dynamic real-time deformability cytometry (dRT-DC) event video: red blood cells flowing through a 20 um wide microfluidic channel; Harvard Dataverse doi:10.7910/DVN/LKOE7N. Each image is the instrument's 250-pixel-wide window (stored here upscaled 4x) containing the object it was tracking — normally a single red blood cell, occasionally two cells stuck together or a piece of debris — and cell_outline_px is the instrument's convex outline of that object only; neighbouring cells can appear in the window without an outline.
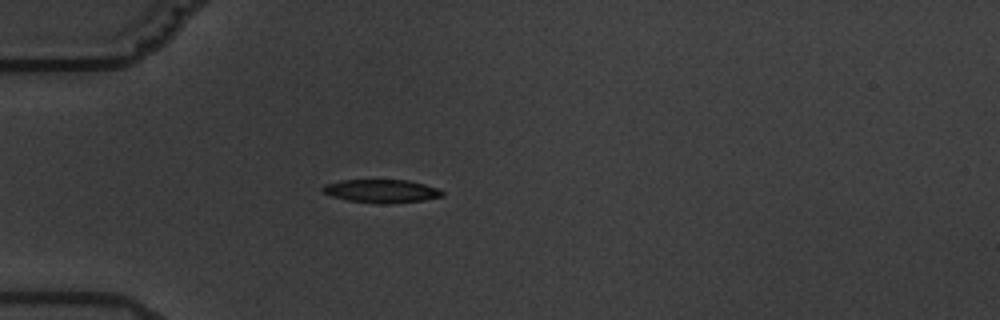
{"species": "common noctule bat (a hibernating species)", "species_latin": "Nyctalus noctula", "temperature_condition": "warm", "stored_images_in_passage": 3, "camera_frame_rate_fps": 3000, "um_per_image_px": 0.085, "animal": {"sex": "male", "body_mass_g": 19.5, "forearm_length_mm": 54.6}, "frame": {"image": 1, "passage_image": 3, "time_ms": 2.333, "image_size_px": [1000, 320], "cell_outline_px": [[444, 196], [424, 200], [388, 204], [376, 204], [348, 200], [332, 196], [324, 192], [320, 188], [324, 184], [340, 180], [408, 180], [424, 184], [436, 188], [444, 192]], "centroid_in_image_um": [32.41, 16.24], "position_along_channel_um": 52.6, "area_um2": 16.3}}